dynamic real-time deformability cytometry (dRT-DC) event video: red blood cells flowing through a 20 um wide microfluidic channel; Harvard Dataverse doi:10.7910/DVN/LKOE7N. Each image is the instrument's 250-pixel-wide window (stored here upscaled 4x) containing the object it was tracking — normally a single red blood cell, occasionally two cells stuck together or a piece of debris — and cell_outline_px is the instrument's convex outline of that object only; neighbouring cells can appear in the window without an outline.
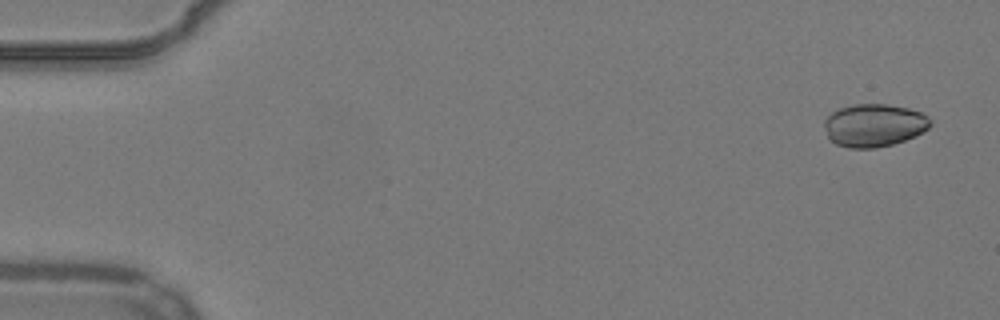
{"species": "common noctule bat (a hibernating species)", "species_latin": "Nyctalus noctula", "temperature_condition": "warm", "stored_images_in_passage": 54, "camera_frame_rate_fps": 3000, "um_per_image_px": 0.085, "animal": {"sex": "male", "body_mass_g": 19.2, "forearm_length_mm": 51.8}, "frame": {"image": 1, "passage_image": 3, "time_ms": 0.667, "image_size_px": [1000, 320], "cell_outline_px": [[932, 124], [928, 128], [916, 136], [892, 144], [876, 148], [848, 148], [836, 144], [828, 136], [824, 124], [824, 120], [832, 112], [840, 108], [852, 104], [884, 104], [908, 108], [920, 112], [928, 116], [932, 120]], "centroid_in_image_um": [74.31, 10.65], "position_along_channel_um": 10.7, "area_um2": 26.47}}
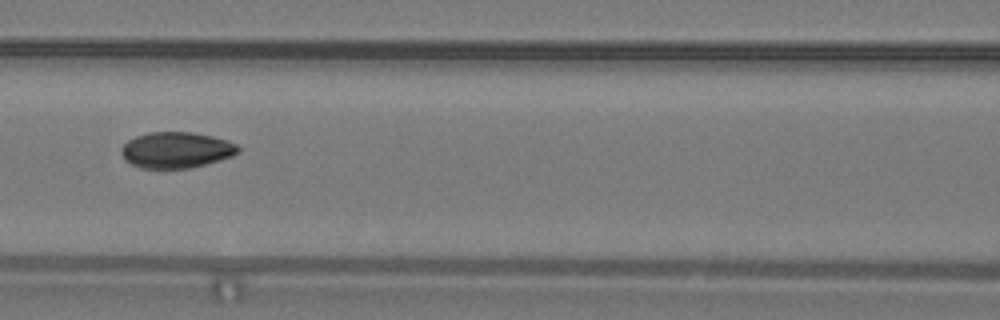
{"frame": {"image": 2, "passage_image": 25, "time_ms": 8.0, "image_size_px": [1000, 320], "cell_outline_px": [[240, 152], [232, 156], [220, 160], [188, 168], [140, 168], [124, 160], [120, 152], [120, 148], [128, 140], [136, 136], [148, 132], [192, 132], [212, 136], [228, 140], [236, 144], [240, 148]], "centroid_in_image_um": [14.97, 12.74], "position_along_channel_um": 151.6, "area_um2": 24.62}}
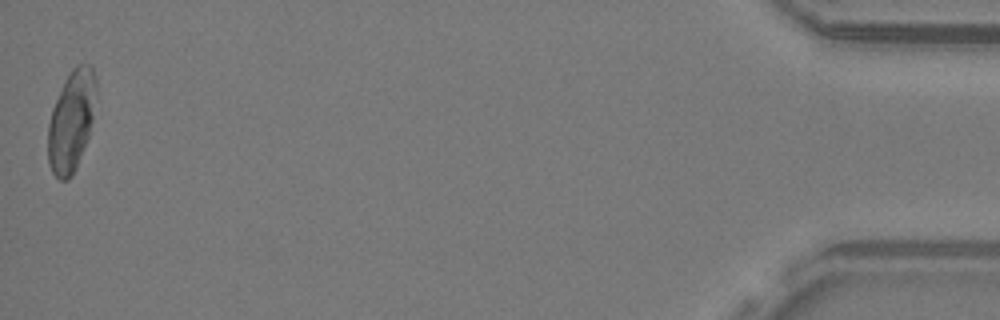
{"frame": {"image": 3, "passage_image": 54, "time_ms": 17.667, "image_size_px": [1000, 320], "cell_outline_px": [[96, 92], [92, 120], [88, 136], [76, 168], [72, 176], [68, 180], [60, 180], [52, 172], [48, 164], [48, 124], [52, 108], [64, 80], [72, 68], [76, 64], [88, 64], [92, 68], [96, 80]], "centroid_in_image_um": [6.05, 10.27], "position_along_channel_um": 429.1, "area_um2": 28.21}, "authors_computed_cell_mechanics": {"area_um2": 26.0678, "velocity_mm_per_s": 3.8663, "shape_relaxation_time_tau1_ms": 6.2974, "shape_relaxation_time_tau2_ms": 3.0084, "deformation_change_tau1": 0.1204, "deformation_change_tau2": 0.0665}}